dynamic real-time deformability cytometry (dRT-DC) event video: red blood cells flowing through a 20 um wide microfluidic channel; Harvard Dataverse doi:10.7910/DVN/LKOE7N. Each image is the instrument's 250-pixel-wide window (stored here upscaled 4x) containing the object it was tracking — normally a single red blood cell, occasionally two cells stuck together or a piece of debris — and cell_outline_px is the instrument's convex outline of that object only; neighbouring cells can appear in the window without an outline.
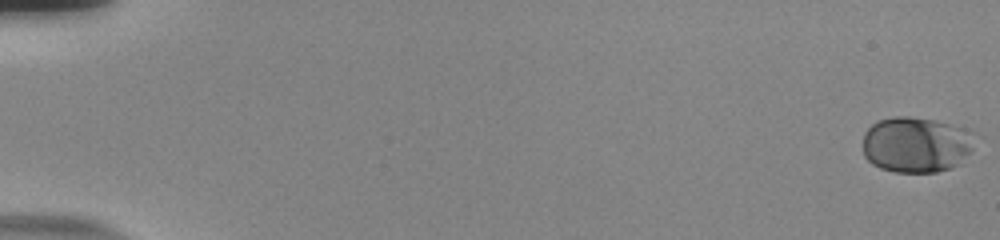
{"species": "human", "species_latin": "Homo sapiens", "temperature_condition": "room temperature", "stored_images_in_passage": 57, "camera_frame_rate_fps": 3000, "um_per_image_px": 0.085, "donor": {"sex": "male"}, "frame": {"image": 1, "passage_image": 1, "time_ms": 0.0, "image_size_px": [1000, 240], "cell_outline_px": [[984, 136], [972, 152], [956, 164], [948, 168], [936, 172], [896, 172], [880, 168], [872, 164], [864, 156], [864, 132], [876, 120], [892, 116], [908, 116], [936, 120], [964, 128]], "centroid_in_image_um": [77.96, 12.27], "position_along_channel_um": 7.0, "area_um2": 37.28}}
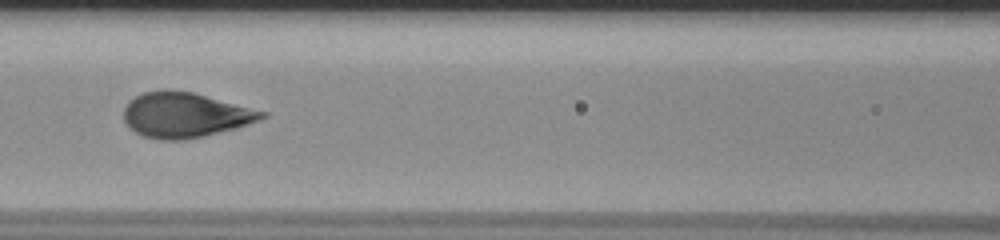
{"frame": {"image": 2, "passage_image": 28, "time_ms": 9.0, "image_size_px": [1000, 240], "cell_outline_px": [[268, 116], [248, 124], [236, 128], [204, 136], [184, 140], [160, 140], [144, 136], [128, 128], [124, 120], [124, 108], [128, 100], [144, 92], [192, 92], [268, 112]], "centroid_in_image_um": [15.73, 9.81], "position_along_channel_um": 150.9, "area_um2": 35.78}}
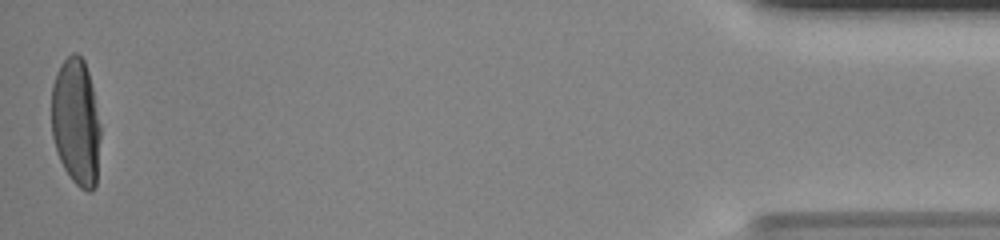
{"frame": {"image": 3, "passage_image": 57, "time_ms": 18.667, "image_size_px": [1000, 240], "cell_outline_px": [[100, 136], [96, 184], [92, 192], [88, 192], [80, 188], [72, 180], [64, 168], [56, 152], [52, 136], [52, 84], [56, 72], [60, 64], [72, 52], [76, 52], [84, 60], [88, 72], [92, 88], [100, 128]], "centroid_in_image_um": [6.45, 10.38], "position_along_channel_um": 428.8, "area_um2": 36.24}, "authors_computed_cell_mechanics": {"area_um2": 35.7782, "velocity_mm_per_s": 3.7159, "shape_relaxation_time_tau1_ms": 3.7446, "shape_relaxation_time_tau2_ms": null, "deformation_change_tau1": 0.1897, "deformation_change_tau2": null}}